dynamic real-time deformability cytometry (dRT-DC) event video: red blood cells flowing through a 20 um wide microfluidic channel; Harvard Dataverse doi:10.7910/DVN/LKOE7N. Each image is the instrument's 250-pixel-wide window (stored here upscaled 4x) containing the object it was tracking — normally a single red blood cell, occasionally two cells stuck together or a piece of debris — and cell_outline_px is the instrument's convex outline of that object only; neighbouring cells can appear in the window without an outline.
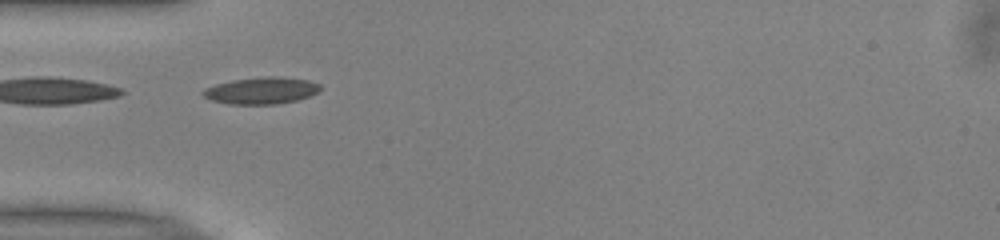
{"species": "common noctule bat (a hibernating species)", "species_latin": "Nyctalus noctula", "temperature_condition": "warm", "stored_images_in_passage": 26, "camera_frame_rate_fps": 3000, "um_per_image_px": 0.085, "animal": {"sex": "male", "body_mass_g": 13.0, "forearm_length_mm": 53.1}, "frame": {"image": 1, "passage_image": 1, "time_ms": 0.0, "image_size_px": [1000, 240], "cell_outline_px": [[320, 88], [316, 92], [308, 96], [296, 100], [276, 104], [228, 104], [212, 100], [204, 96], [200, 92], [204, 88], [216, 84], [232, 80], [268, 76], [280, 76], [308, 80], [320, 84]], "centroid_in_image_um": [22.18, 7.69], "position_along_channel_um": 62.8, "area_um2": 18.21}, "authors_computed_cell_mechanics": {"area_um2": 16.9354, "velocity_mm_per_s": 3.97, "shape_relaxation_time_tau1_ms": 6.3944, "shape_relaxation_time_tau2_ms": 2.1458, "deformation_change_tau1": 0.1387, "deformation_change_tau2": 0.1009}}